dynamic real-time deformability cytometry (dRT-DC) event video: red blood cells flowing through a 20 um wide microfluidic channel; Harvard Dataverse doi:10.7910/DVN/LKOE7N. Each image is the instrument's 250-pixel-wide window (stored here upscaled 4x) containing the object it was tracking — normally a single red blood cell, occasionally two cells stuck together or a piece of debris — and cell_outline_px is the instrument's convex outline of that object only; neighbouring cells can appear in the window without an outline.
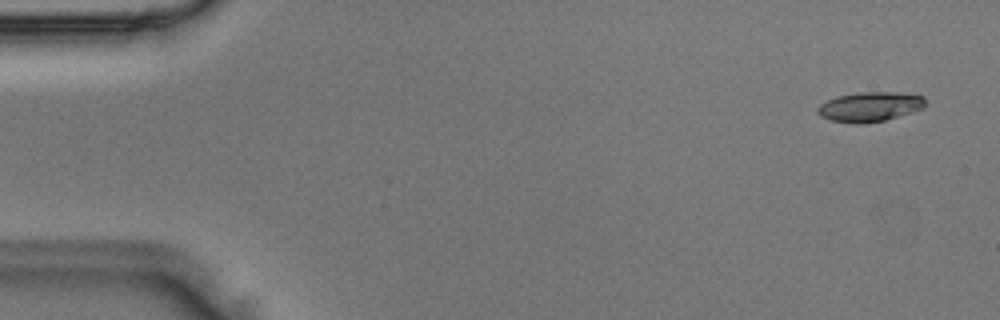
{"species": "Egyptian fruit bat (a non-hibernating species)", "species_latin": "Rousettus aegyptiacus", "temperature_condition": "room temperature", "stored_images_in_passage": 49, "camera_frame_rate_fps": 3000, "um_per_image_px": 0.085, "animal": {"sex": "male"}, "frame": {"image": 1, "passage_image": 3, "time_ms": 0.667, "image_size_px": [1000, 320], "cell_outline_px": [[924, 108], [884, 120], [856, 124], [832, 120], [820, 116], [816, 112], [816, 108], [820, 104], [836, 96], [856, 92], [896, 92], [924, 96]], "centroid_in_image_um": [73.89, 9.06], "position_along_channel_um": 11.1, "area_um2": 18.5}}
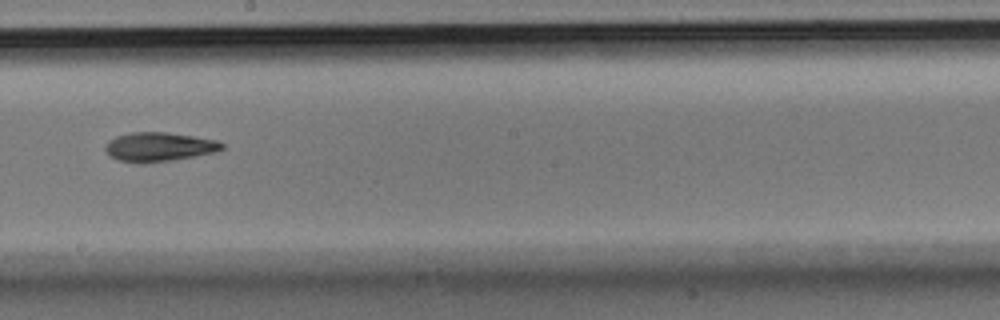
{"frame": {"image": 2, "passage_image": 28, "time_ms": 9.0, "image_size_px": [1000, 320], "cell_outline_px": [[224, 148], [216, 152], [196, 156], [172, 160], [144, 164], [116, 160], [108, 156], [104, 148], [108, 140], [116, 136], [132, 132], [168, 132], [216, 140], [224, 144]], "centroid_in_image_um": [13.48, 12.49], "position_along_channel_um": 234.7, "area_um2": 20.06}}
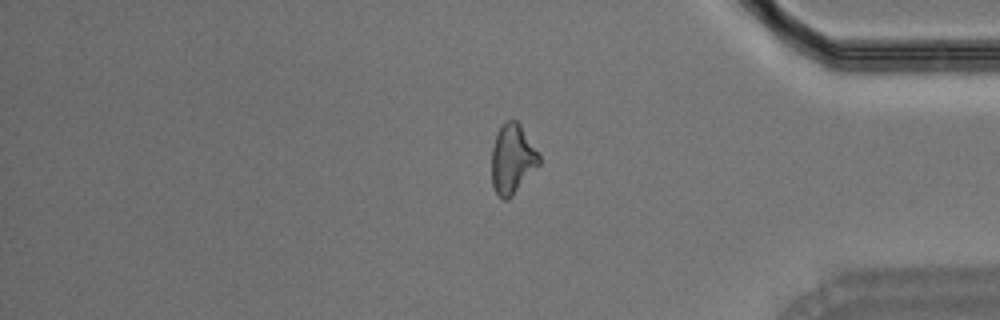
{"frame": {"image": 3, "passage_image": 41, "time_ms": 13.333, "image_size_px": [1000, 320], "cell_outline_px": [[540, 164], [512, 196], [508, 200], [504, 200], [496, 192], [492, 184], [492, 148], [496, 132], [508, 120], [516, 120], [520, 124], [540, 156]], "centroid_in_image_um": [43.54, 13.52], "position_along_channel_um": 391.7, "area_um2": 19.02}}